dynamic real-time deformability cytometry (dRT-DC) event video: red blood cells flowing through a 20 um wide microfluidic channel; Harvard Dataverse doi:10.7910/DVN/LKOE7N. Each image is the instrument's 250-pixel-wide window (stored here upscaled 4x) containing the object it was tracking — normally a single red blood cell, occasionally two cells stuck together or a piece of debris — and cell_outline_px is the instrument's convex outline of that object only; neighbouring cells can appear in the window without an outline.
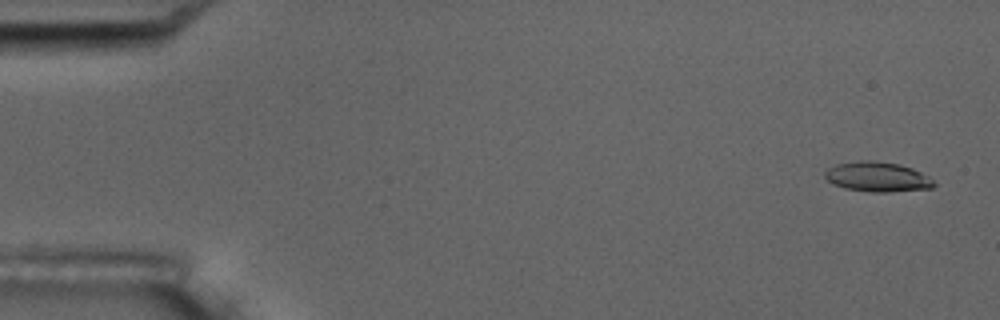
{"species": "common noctule bat (a hibernating species)", "species_latin": "Nyctalus noctula", "temperature_condition": "room temperature", "stored_images_in_passage": 4, "camera_frame_rate_fps": 3000, "um_per_image_px": 0.085, "animal": {"sex": "male", "body_mass_g": 17.5, "forearm_length_mm": 52.3}, "frame": {"image": 1, "passage_image": 1, "time_ms": 0.0, "image_size_px": [1000, 320], "cell_outline_px": [[936, 184], [932, 188], [888, 192], [872, 192], [844, 188], [832, 184], [824, 176], [824, 172], [828, 168], [836, 164], [860, 160], [872, 160], [900, 164], [912, 168], [928, 176]], "centroid_in_image_um": [74.56, 15.03], "position_along_channel_um": 10.4, "area_um2": 19.02}}